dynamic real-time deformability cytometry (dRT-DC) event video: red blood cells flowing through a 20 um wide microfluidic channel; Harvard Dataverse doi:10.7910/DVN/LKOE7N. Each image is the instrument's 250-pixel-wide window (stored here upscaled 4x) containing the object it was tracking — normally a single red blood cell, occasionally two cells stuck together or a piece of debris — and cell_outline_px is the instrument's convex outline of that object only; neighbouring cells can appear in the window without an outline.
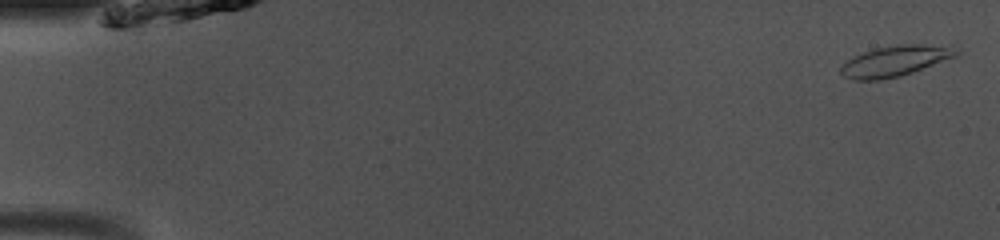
{"species": "common noctule bat (a hibernating species)", "species_latin": "Nyctalus noctula", "temperature_condition": "room temperature", "stored_images_in_passage": 50, "camera_frame_rate_fps": 3000, "um_per_image_px": 0.085, "animal": {"sex": "male", "body_mass_g": 13.0, "forearm_length_mm": 53.1}, "frame": {"image": 1, "passage_image": 2, "time_ms": 0.333, "image_size_px": [1000, 240], "cell_outline_px": [[960, 52], [956, 56], [912, 72], [900, 76], [880, 80], [856, 80], [844, 76], [840, 72], [840, 68], [848, 60], [864, 52], [876, 48], [900, 44], [920, 44], [960, 48]], "centroid_in_image_um": [76.1, 5.18], "position_along_channel_um": 8.9, "area_um2": 20.23}}
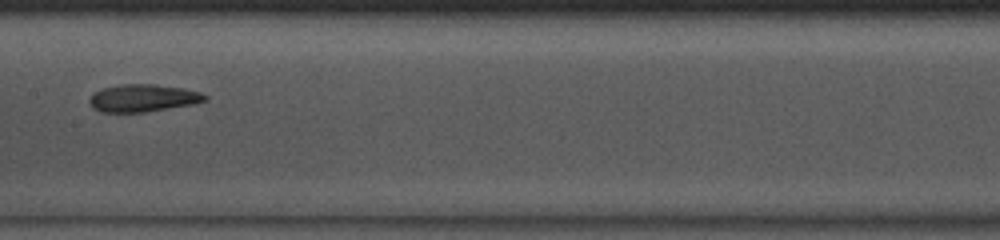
{"frame": {"image": 2, "passage_image": 26, "time_ms": 8.333, "image_size_px": [1000, 240], "cell_outline_px": [[208, 100], [192, 104], [144, 112], [100, 112], [92, 108], [88, 100], [96, 92], [104, 88], [120, 84], [156, 84], [184, 88], [200, 92], [208, 96]], "centroid_in_image_um": [12.17, 8.33], "position_along_channel_um": 195.2, "area_um2": 18.44}}
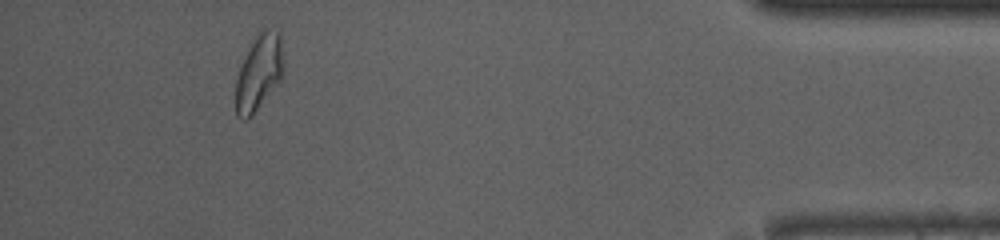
{"frame": {"image": 3, "passage_image": 46, "time_ms": 15.0, "image_size_px": [1000, 240], "cell_outline_px": [[284, 68], [280, 80], [252, 116], [248, 120], [244, 120], [236, 116], [236, 80], [248, 44], [264, 28], [280, 32], [284, 64]], "centroid_in_image_um": [22.0, 6.15], "position_along_channel_um": 413.2, "area_um2": 21.27}, "authors_computed_cell_mechanics": {"area_um2": 19.3341, "velocity_mm_per_s": 4.0725, "shape_relaxation_time_tau1_ms": null, "shape_relaxation_time_tau2_ms": 2.6835, "deformation_change_tau1": null, "deformation_change_tau2": 0.0825}}